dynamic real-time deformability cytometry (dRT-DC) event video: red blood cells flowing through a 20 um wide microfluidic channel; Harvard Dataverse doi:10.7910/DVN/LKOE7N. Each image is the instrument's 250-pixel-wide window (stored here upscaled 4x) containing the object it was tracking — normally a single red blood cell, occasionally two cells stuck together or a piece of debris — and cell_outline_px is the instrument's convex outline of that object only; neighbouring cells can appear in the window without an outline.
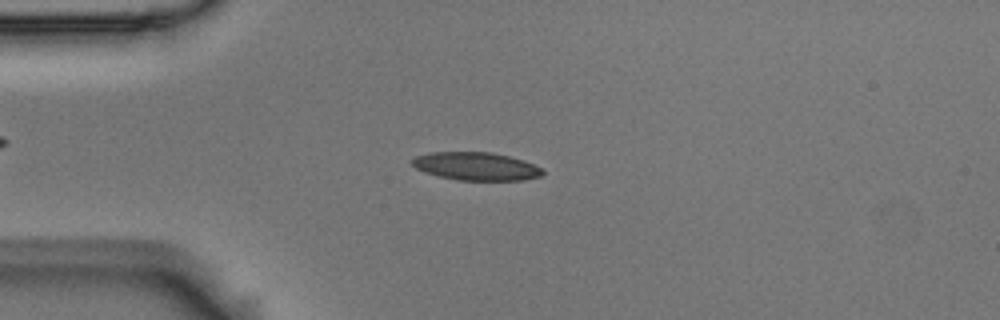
{"species": "Egyptian fruit bat (a non-hibernating species)", "species_latin": "Rousettus aegyptiacus", "temperature_condition": "room temperature", "stored_images_in_passage": 50, "camera_frame_rate_fps": 3000, "um_per_image_px": 0.085, "animal": {"sex": "male"}, "frame": {"image": 1, "passage_image": 8, "time_ms": 2.333, "image_size_px": [1000, 320], "cell_outline_px": [[544, 172], [540, 176], [524, 180], [456, 180], [424, 172], [416, 168], [408, 160], [416, 156], [428, 152], [492, 152], [524, 160], [540, 168]], "centroid_in_image_um": [40.42, 14.13], "position_along_channel_um": 44.6, "area_um2": 21.33}}
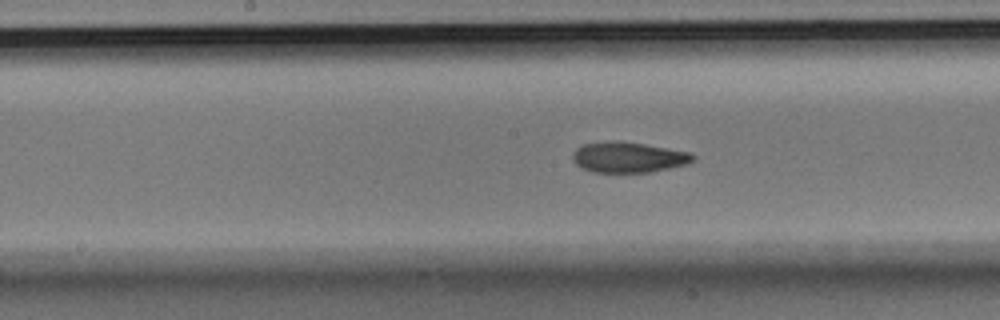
{"frame": {"image": 2, "passage_image": 22, "time_ms": 7.0, "image_size_px": [1000, 320], "cell_outline_px": [[696, 156], [688, 164], [652, 172], [592, 172], [576, 164], [572, 160], [572, 152], [576, 148], [584, 144], [608, 140], [616, 140], [644, 144], [692, 152]], "centroid_in_image_um": [53.41, 13.36], "position_along_channel_um": 194.8, "area_um2": 21.62}}
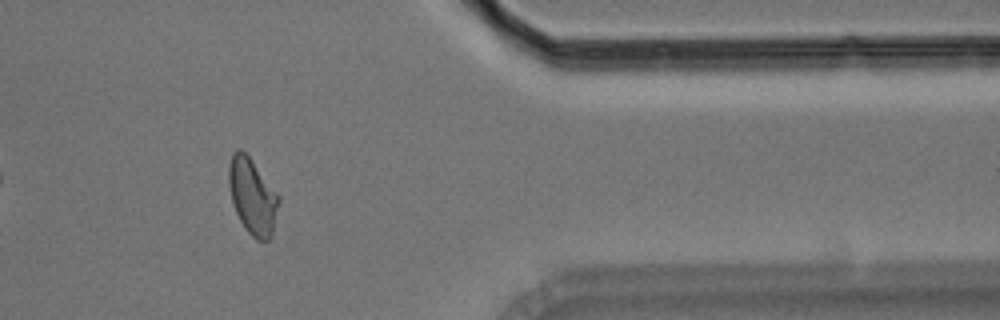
{"frame": {"image": 3, "passage_image": 40, "time_ms": 13.0, "image_size_px": [1000, 320], "cell_outline_px": [[280, 200], [272, 232], [268, 240], [256, 240], [244, 228], [236, 212], [232, 200], [228, 184], [228, 164], [232, 152], [236, 148], [240, 148], [252, 160], [280, 196]], "centroid_in_image_um": [21.44, 16.65], "position_along_channel_um": 390.0, "area_um2": 22.08}, "authors_computed_cell_mechanics": {"area_um2": 21.4727, "velocity_mm_per_s": 3.5969, "shape_relaxation_time_tau1_ms": 11.2777, "shape_relaxation_time_tau2_ms": 2.9272, "deformation_change_tau1": 0.2354, "deformation_change_tau2": 0.0968}}